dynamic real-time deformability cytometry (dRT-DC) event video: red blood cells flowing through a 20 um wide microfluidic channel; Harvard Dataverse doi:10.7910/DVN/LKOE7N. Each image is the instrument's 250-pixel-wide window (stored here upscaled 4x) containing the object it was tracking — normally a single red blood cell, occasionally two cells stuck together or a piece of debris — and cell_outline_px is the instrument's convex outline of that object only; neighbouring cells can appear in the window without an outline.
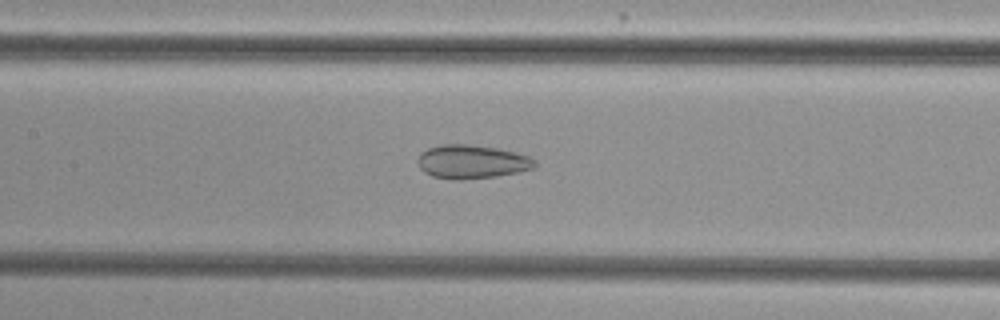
{"species": "common noctule bat (a hibernating species)", "species_latin": "Nyctalus noctula", "temperature_condition": "cold", "stored_images_in_passage": 45, "camera_frame_rate_fps": 3000, "um_per_image_px": 0.085, "animal": {"sex": "female", "body_mass_g": 29.2, "forearm_length_mm": 56.3}, "frame": {"image": 1, "passage_image": 17, "time_ms": 5.333, "image_size_px": [1000, 320], "cell_outline_px": [[536, 168], [496, 176], [460, 180], [452, 180], [432, 176], [424, 172], [420, 168], [416, 160], [420, 152], [428, 148], [440, 144], [468, 144], [500, 148], [516, 152], [528, 156], [536, 160]], "centroid_in_image_um": [40.08, 13.74], "position_along_channel_um": 167.3, "area_um2": 23.29}}
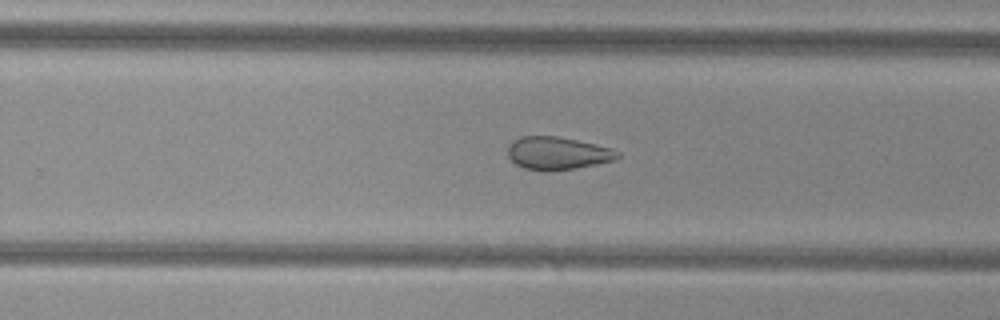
{"frame": {"image": 2, "passage_image": 26, "time_ms": 8.333, "image_size_px": [1000, 320], "cell_outline_px": [[620, 156], [616, 160], [576, 168], [544, 172], [524, 168], [516, 164], [508, 156], [508, 148], [512, 140], [520, 136], [556, 136], [596, 144], [612, 148], [620, 152]], "centroid_in_image_um": [47.4, 13.03], "position_along_channel_um": 282.4, "area_um2": 21.15}}
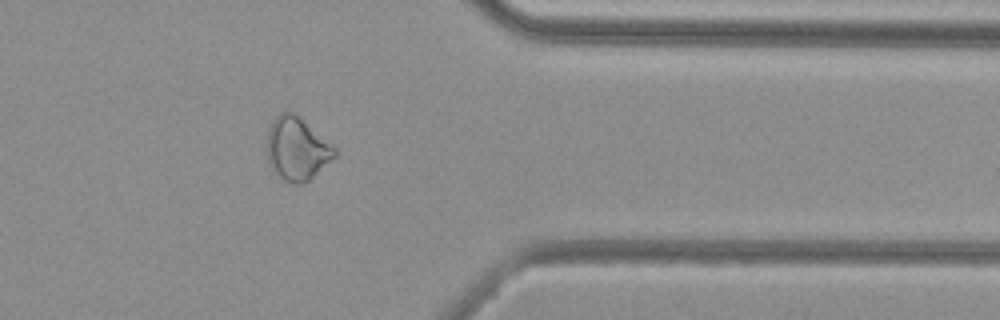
{"frame": {"image": 3, "passage_image": 35, "time_ms": 11.333, "image_size_px": [1000, 320], "cell_outline_px": [[336, 156], [308, 180], [300, 184], [292, 184], [276, 176], [272, 172], [268, 164], [268, 128], [272, 120], [280, 112], [292, 112], [336, 148]], "centroid_in_image_um": [25.19, 12.68], "position_along_channel_um": 386.2, "area_um2": 24.51}, "authors_computed_cell_mechanics": {"area_um2": 24.9696, "velocity_mm_per_s": 3.8491, "shape_relaxation_time_tau1_ms": null, "shape_relaxation_time_tau2_ms": 2.2129, "deformation_change_tau1": null, "deformation_change_tau2": 0.0929}}